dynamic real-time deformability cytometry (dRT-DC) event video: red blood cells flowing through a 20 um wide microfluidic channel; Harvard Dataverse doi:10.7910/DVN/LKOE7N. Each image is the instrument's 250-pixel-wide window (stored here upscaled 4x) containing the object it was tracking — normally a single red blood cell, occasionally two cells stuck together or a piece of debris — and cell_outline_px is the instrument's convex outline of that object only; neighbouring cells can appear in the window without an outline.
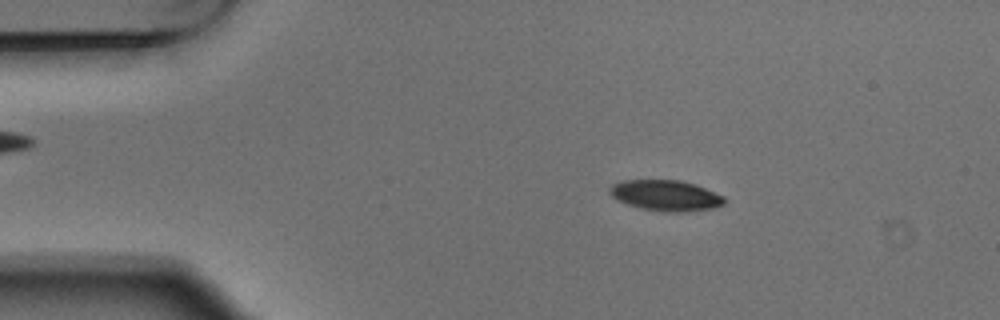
{"species": "Egyptian fruit bat (a non-hibernating species)", "species_latin": "Rousettus aegyptiacus", "temperature_condition": "warm", "stored_images_in_passage": 7, "camera_frame_rate_fps": 3000, "um_per_image_px": 0.085, "animal": {"sex": "male"}, "frame": {"image": 1, "passage_image": 2, "time_ms": 0.333, "image_size_px": [1000, 320], "cell_outline_px": [[724, 204], [712, 208], [684, 212], [664, 212], [640, 208], [628, 204], [612, 196], [608, 192], [608, 188], [612, 184], [624, 180], [680, 180], [696, 184], [724, 196]], "centroid_in_image_um": [56.58, 16.61], "position_along_channel_um": 28.4, "area_um2": 20.52}}
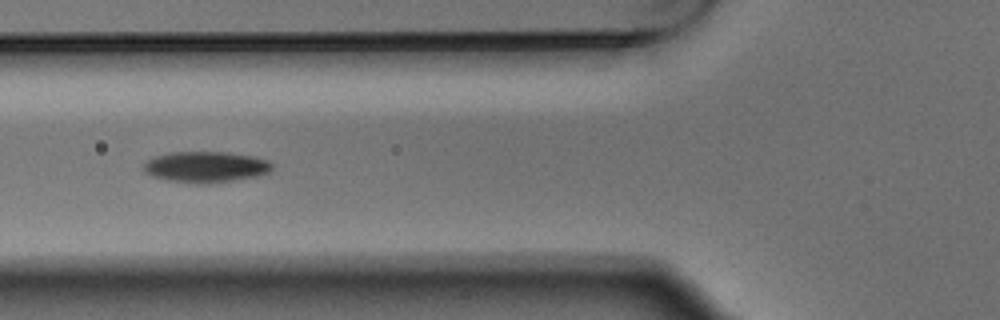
{"frame": {"image": 2, "passage_image": 5, "time_ms": 1.333, "image_size_px": [1000, 320], "cell_outline_px": [[272, 168], [268, 172], [256, 176], [208, 184], [192, 184], [168, 180], [152, 176], [144, 172], [144, 164], [152, 156], [172, 152], [224, 152], [252, 156], [268, 160], [272, 164]], "centroid_in_image_um": [17.45, 14.19], "position_along_channel_um": 108.4, "area_um2": 23.18}}
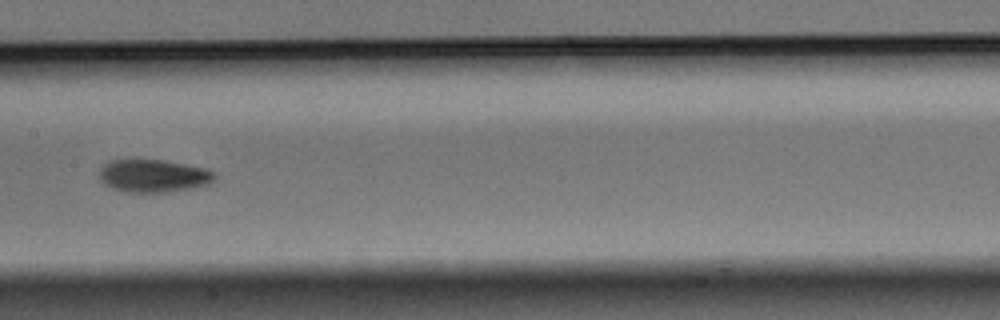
{"frame": {"image": 3, "passage_image": 7, "time_ms": 2.0, "image_size_px": [1000, 320], "cell_outline_px": [[216, 176], [208, 184], [192, 188], [168, 192], [128, 192], [112, 188], [104, 184], [100, 180], [100, 168], [104, 164], [112, 160], [164, 160], [204, 168], [212, 172]], "centroid_in_image_um": [13.01, 14.95], "position_along_channel_um": 194.4, "area_um2": 21.79}}